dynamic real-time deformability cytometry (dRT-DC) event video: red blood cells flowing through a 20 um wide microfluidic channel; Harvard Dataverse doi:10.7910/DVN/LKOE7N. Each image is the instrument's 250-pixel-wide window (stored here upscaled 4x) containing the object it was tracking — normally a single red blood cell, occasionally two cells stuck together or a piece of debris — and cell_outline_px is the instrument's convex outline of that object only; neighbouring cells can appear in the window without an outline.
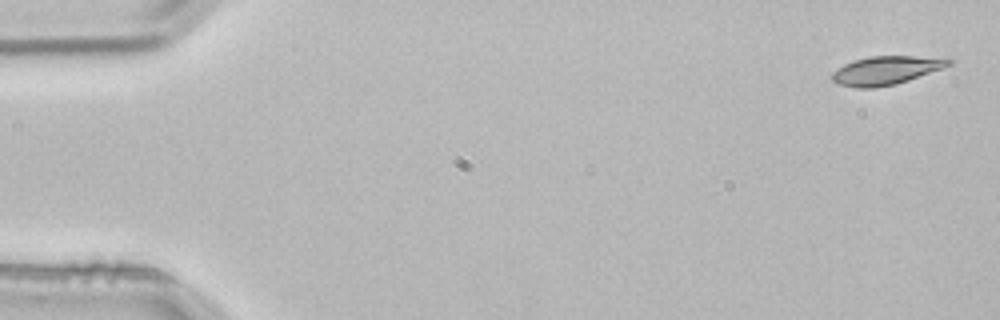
{"species": "common noctule bat (a hibernating species)", "species_latin": "Nyctalus noctula", "temperature_condition": "room temperature", "stored_images_in_passage": 4, "camera_frame_rate_fps": 3000, "um_per_image_px": 0.085, "animal": {"sex": "male", "body_mass_g": 21.5, "forearm_length_mm": 52.0}, "frame": {"image": 1, "passage_image": 1, "time_ms": 0.0, "image_size_px": [1000, 320], "cell_outline_px": [[952, 64], [908, 80], [896, 84], [872, 88], [856, 88], [836, 84], [832, 80], [832, 72], [844, 64], [856, 60], [872, 56], [948, 56], [952, 60]], "centroid_in_image_um": [75.34, 5.97], "position_along_channel_um": 9.7, "area_um2": 19.48}}
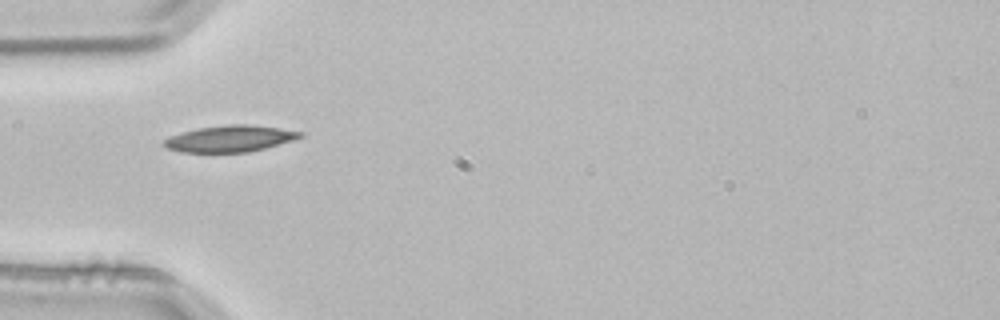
{"frame": {"image": 2, "passage_image": 4, "time_ms": 1.0, "image_size_px": [1000, 320], "cell_outline_px": [[304, 136], [292, 140], [264, 148], [248, 152], [180, 152], [168, 148], [160, 144], [164, 140], [172, 136], [184, 132], [200, 128], [228, 124], [248, 124], [280, 128], [304, 132]], "centroid_in_image_um": [19.56, 11.78], "position_along_channel_um": 65.4, "area_um2": 20.75}}